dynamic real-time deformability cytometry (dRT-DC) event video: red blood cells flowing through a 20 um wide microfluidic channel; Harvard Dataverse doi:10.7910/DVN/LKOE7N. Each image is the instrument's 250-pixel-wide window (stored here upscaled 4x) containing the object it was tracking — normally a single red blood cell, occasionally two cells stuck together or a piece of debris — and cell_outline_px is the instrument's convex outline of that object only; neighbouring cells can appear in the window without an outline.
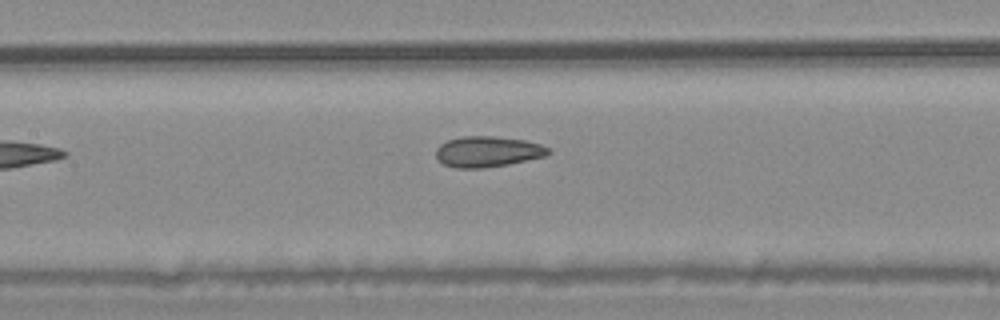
{"species": "common noctule bat (a hibernating species)", "species_latin": "Nyctalus noctula", "temperature_condition": "warm", "stored_images_in_passage": 7, "camera_frame_rate_fps": 3000, "um_per_image_px": 0.085, "animal": {"sex": "male", "body_mass_g": 20.4}, "frame": {"image": 1, "passage_image": 7, "time_ms": 2.0, "image_size_px": [1000, 320], "cell_outline_px": [[552, 152], [548, 156], [508, 164], [484, 168], [456, 168], [444, 164], [436, 156], [436, 148], [440, 144], [448, 140], [460, 136], [492, 136], [524, 140], [540, 144], [548, 148]], "centroid_in_image_um": [41.47, 12.89], "position_along_channel_um": 165.9, "area_um2": 20.17}}